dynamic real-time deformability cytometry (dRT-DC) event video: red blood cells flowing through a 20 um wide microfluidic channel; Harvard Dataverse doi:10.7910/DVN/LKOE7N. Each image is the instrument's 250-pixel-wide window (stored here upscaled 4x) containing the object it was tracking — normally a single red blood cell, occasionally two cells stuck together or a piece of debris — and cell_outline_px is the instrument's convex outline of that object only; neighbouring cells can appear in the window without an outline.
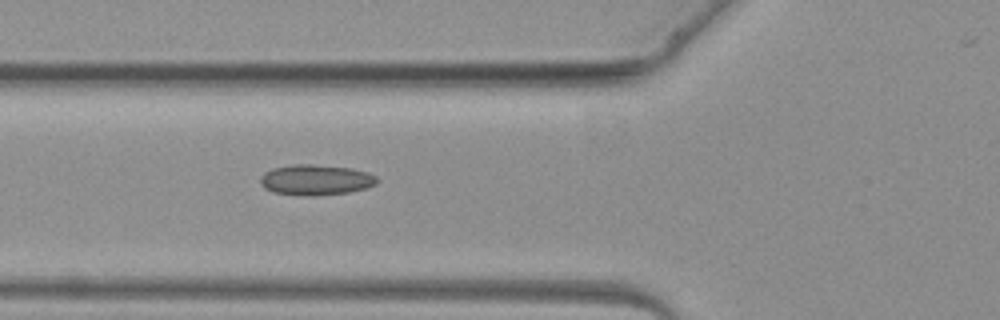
{"species": "common noctule bat (a hibernating species)", "species_latin": "Nyctalus noctula", "temperature_condition": "warm", "stored_images_in_passage": 5, "camera_frame_rate_fps": 3000, "um_per_image_px": 0.085, "animal": {"sex": "female", "body_mass_g": 19.3, "forearm_length_mm": 54.1}, "frame": {"image": 1, "passage_image": 4, "time_ms": 3.667, "image_size_px": [1000, 320], "cell_outline_px": [[380, 180], [376, 184], [368, 188], [348, 192], [312, 196], [304, 196], [272, 192], [264, 188], [260, 184], [260, 176], [264, 172], [272, 168], [292, 164], [312, 164], [352, 168], [368, 172], [376, 176]], "centroid_in_image_um": [26.84, 15.28], "position_along_channel_um": 99.0, "area_um2": 21.1}}